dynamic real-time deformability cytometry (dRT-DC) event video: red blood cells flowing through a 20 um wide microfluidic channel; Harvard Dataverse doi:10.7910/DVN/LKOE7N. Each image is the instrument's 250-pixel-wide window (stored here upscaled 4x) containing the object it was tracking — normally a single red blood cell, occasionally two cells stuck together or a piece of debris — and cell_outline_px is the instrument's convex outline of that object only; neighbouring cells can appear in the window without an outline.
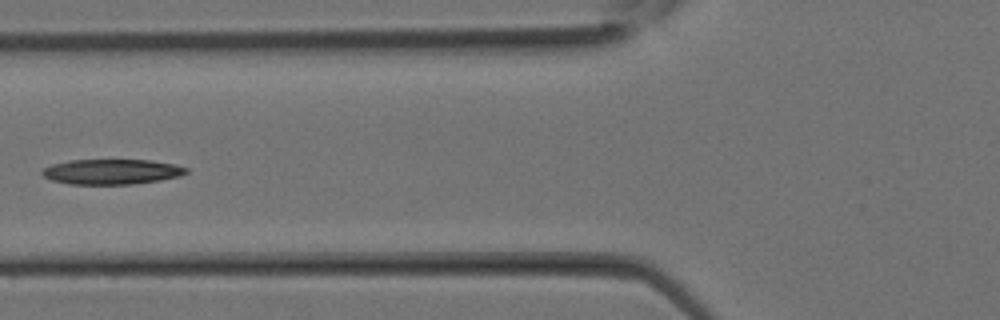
{"species": "Egyptian fruit bat (a non-hibernating species)", "species_latin": "Rousettus aegyptiacus", "temperature_condition": "room temperature", "stored_images_in_passage": 9, "camera_frame_rate_fps": 3000, "um_per_image_px": 0.085, "animal": {"sex": "female"}, "frame": {"image": 1, "passage_image": 8, "time_ms": 2.333, "image_size_px": [1000, 320], "cell_outline_px": [[188, 172], [180, 176], [160, 180], [132, 184], [68, 184], [52, 180], [44, 176], [40, 172], [44, 168], [52, 164], [68, 160], [148, 160], [172, 164], [188, 168]], "centroid_in_image_um": [9.47, 14.6], "position_along_channel_um": 116.3, "area_um2": 21.04}}